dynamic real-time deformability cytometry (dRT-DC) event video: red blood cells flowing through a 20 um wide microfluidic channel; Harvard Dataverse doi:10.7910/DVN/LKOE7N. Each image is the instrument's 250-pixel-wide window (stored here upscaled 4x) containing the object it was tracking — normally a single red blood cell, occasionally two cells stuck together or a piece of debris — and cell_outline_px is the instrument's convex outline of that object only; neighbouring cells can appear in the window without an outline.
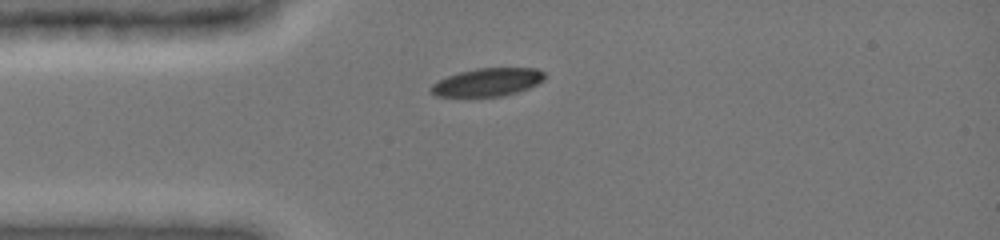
{"species": "common noctule bat (a hibernating species)", "species_latin": "Nyctalus noctula", "temperature_condition": "cold", "stored_images_in_passage": 4, "camera_frame_rate_fps": 3000, "um_per_image_px": 0.085, "animal": {"sex": "female", "body_mass_g": 19.0, "forearm_length_mm": 51.5}, "frame": {"image": 1, "passage_image": 4, "time_ms": 2.667, "image_size_px": [1000, 240], "cell_outline_px": [[544, 80], [528, 88], [504, 96], [436, 96], [428, 88], [432, 84], [448, 76], [460, 72], [476, 68], [536, 68], [544, 72]], "centroid_in_image_um": [41.44, 6.98], "position_along_channel_um": 43.6, "area_um2": 18.38}}